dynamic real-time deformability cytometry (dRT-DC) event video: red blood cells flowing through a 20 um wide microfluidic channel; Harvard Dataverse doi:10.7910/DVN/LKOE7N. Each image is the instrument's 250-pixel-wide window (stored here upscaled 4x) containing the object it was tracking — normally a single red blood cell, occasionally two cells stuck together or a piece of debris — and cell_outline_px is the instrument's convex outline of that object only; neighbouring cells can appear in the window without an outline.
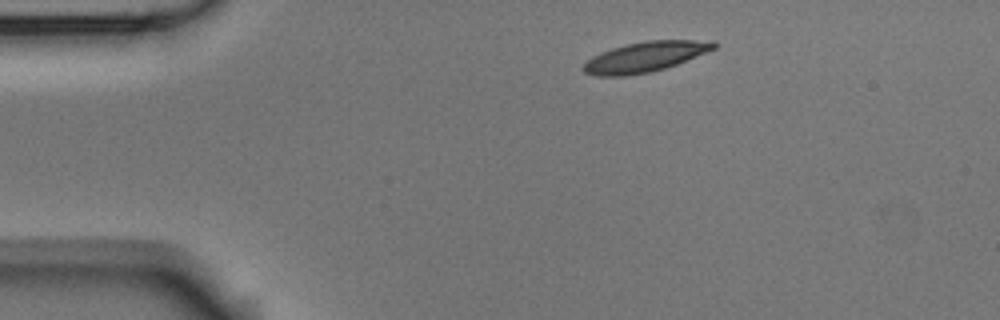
{"species": "Egyptian fruit bat (a non-hibernating species)", "species_latin": "Rousettus aegyptiacus", "temperature_condition": "room temperature", "stored_images_in_passage": 47, "camera_frame_rate_fps": 3000, "um_per_image_px": 0.085, "animal": {"sex": "male"}, "frame": {"image": 1, "passage_image": 1, "time_ms": 0.0, "image_size_px": [1000, 320], "cell_outline_px": [[720, 44], [716, 48], [676, 64], [664, 68], [648, 72], [624, 76], [596, 76], [584, 72], [580, 68], [592, 56], [600, 52], [612, 48], [644, 40], [716, 40]], "centroid_in_image_um": [54.84, 4.82], "position_along_channel_um": 30.2, "area_um2": 22.95}}
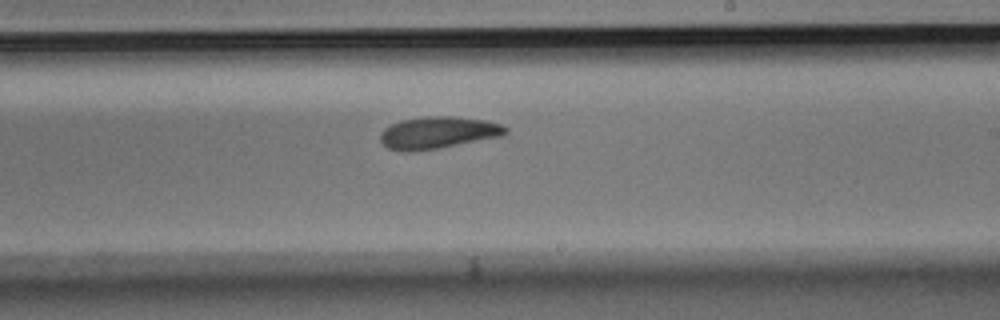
{"frame": {"image": 2, "passage_image": 24, "time_ms": 7.667, "image_size_px": [1000, 320], "cell_outline_px": [[508, 132], [504, 136], [440, 148], [408, 152], [404, 152], [388, 148], [380, 140], [380, 132], [384, 128], [400, 120], [428, 116], [452, 116], [484, 120], [500, 124], [508, 128]], "centroid_in_image_um": [37.24, 11.28], "position_along_channel_um": 251.8, "area_um2": 23.52}}
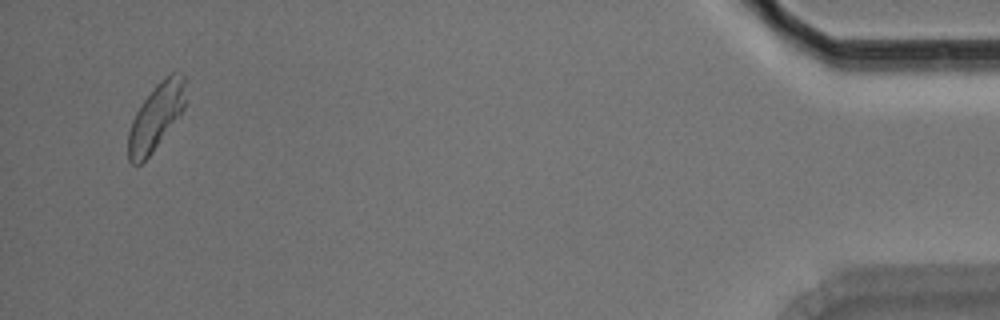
{"frame": {"image": 3, "passage_image": 45, "time_ms": 14.667, "image_size_px": [1000, 320], "cell_outline_px": [[184, 108], [180, 116], [152, 152], [140, 164], [132, 164], [128, 160], [128, 132], [132, 120], [140, 104], [156, 84], [164, 76], [172, 72], [184, 76]], "centroid_in_image_um": [13.23, 9.94], "position_along_channel_um": 422.0, "area_um2": 21.91}, "authors_computed_cell_mechanics": {"area_um2": 22.8888, "velocity_mm_per_s": 3.5745, "shape_relaxation_time_tau1_ms": 5.1684, "shape_relaxation_time_tau2_ms": 4.7282, "deformation_change_tau1": 0.1528, "deformation_change_tau2": 0.1207}}